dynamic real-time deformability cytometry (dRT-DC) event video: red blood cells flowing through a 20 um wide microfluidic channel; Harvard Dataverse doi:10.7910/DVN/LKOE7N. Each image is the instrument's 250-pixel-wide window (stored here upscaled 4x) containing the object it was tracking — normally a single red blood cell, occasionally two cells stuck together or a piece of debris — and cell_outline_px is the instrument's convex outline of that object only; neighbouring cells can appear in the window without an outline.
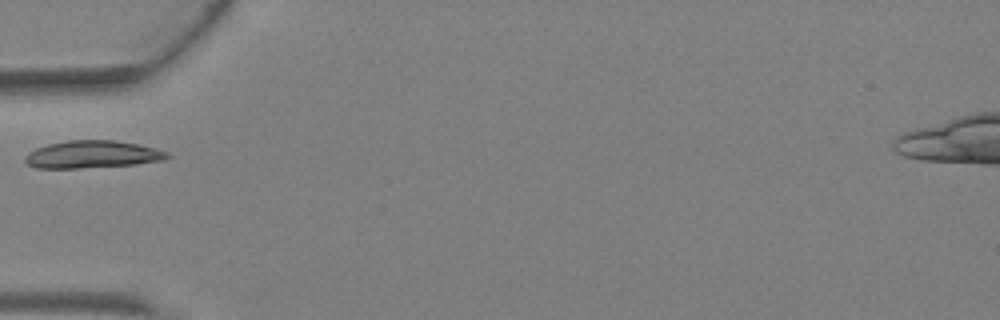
{"species": "Egyptian fruit bat (a non-hibernating species)", "species_latin": "Rousettus aegyptiacus", "temperature_condition": "warm", "stored_images_in_passage": 3, "camera_frame_rate_fps": 3000, "um_per_image_px": 0.085, "animal": {"sex": "female"}, "frame": {"image": 1, "passage_image": 3, "time_ms": 0.667, "image_size_px": [1000, 320], "cell_outline_px": [[172, 156], [164, 160], [136, 164], [80, 168], [36, 168], [28, 164], [24, 160], [24, 156], [28, 152], [36, 148], [48, 144], [68, 140], [116, 140], [136, 144], [168, 152]], "centroid_in_image_um": [7.83, 13.13], "position_along_channel_um": 77.2, "area_um2": 22.72}}